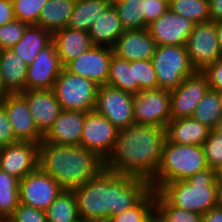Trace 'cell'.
Instances as JSON below:
<instances>
[{"label":"cell","mask_w":222,"mask_h":222,"mask_svg":"<svg viewBox=\"0 0 222 222\" xmlns=\"http://www.w3.org/2000/svg\"><path fill=\"white\" fill-rule=\"evenodd\" d=\"M166 128L152 125H130L119 129L112 154L105 169L151 180L160 166Z\"/></svg>","instance_id":"cell-2"},{"label":"cell","mask_w":222,"mask_h":222,"mask_svg":"<svg viewBox=\"0 0 222 222\" xmlns=\"http://www.w3.org/2000/svg\"><path fill=\"white\" fill-rule=\"evenodd\" d=\"M169 9V3L164 0H145V23L150 25Z\"/></svg>","instance_id":"cell-44"},{"label":"cell","mask_w":222,"mask_h":222,"mask_svg":"<svg viewBox=\"0 0 222 222\" xmlns=\"http://www.w3.org/2000/svg\"><path fill=\"white\" fill-rule=\"evenodd\" d=\"M18 142L4 106L0 103V147Z\"/></svg>","instance_id":"cell-43"},{"label":"cell","mask_w":222,"mask_h":222,"mask_svg":"<svg viewBox=\"0 0 222 222\" xmlns=\"http://www.w3.org/2000/svg\"><path fill=\"white\" fill-rule=\"evenodd\" d=\"M185 46L190 63L196 71H203L222 58L214 21L195 24Z\"/></svg>","instance_id":"cell-8"},{"label":"cell","mask_w":222,"mask_h":222,"mask_svg":"<svg viewBox=\"0 0 222 222\" xmlns=\"http://www.w3.org/2000/svg\"><path fill=\"white\" fill-rule=\"evenodd\" d=\"M169 9L195 24L211 21L209 0H173Z\"/></svg>","instance_id":"cell-34"},{"label":"cell","mask_w":222,"mask_h":222,"mask_svg":"<svg viewBox=\"0 0 222 222\" xmlns=\"http://www.w3.org/2000/svg\"><path fill=\"white\" fill-rule=\"evenodd\" d=\"M94 110L118 129L135 124L133 94L121 89L99 86Z\"/></svg>","instance_id":"cell-9"},{"label":"cell","mask_w":222,"mask_h":222,"mask_svg":"<svg viewBox=\"0 0 222 222\" xmlns=\"http://www.w3.org/2000/svg\"><path fill=\"white\" fill-rule=\"evenodd\" d=\"M125 30L145 29V0H119L113 3Z\"/></svg>","instance_id":"cell-32"},{"label":"cell","mask_w":222,"mask_h":222,"mask_svg":"<svg viewBox=\"0 0 222 222\" xmlns=\"http://www.w3.org/2000/svg\"><path fill=\"white\" fill-rule=\"evenodd\" d=\"M19 203V179L0 169V217H10Z\"/></svg>","instance_id":"cell-33"},{"label":"cell","mask_w":222,"mask_h":222,"mask_svg":"<svg viewBox=\"0 0 222 222\" xmlns=\"http://www.w3.org/2000/svg\"><path fill=\"white\" fill-rule=\"evenodd\" d=\"M10 217L14 222H47L44 210L22 203H19Z\"/></svg>","instance_id":"cell-40"},{"label":"cell","mask_w":222,"mask_h":222,"mask_svg":"<svg viewBox=\"0 0 222 222\" xmlns=\"http://www.w3.org/2000/svg\"><path fill=\"white\" fill-rule=\"evenodd\" d=\"M221 116L220 96L217 91L209 89L196 106L191 117L210 130H214Z\"/></svg>","instance_id":"cell-31"},{"label":"cell","mask_w":222,"mask_h":222,"mask_svg":"<svg viewBox=\"0 0 222 222\" xmlns=\"http://www.w3.org/2000/svg\"><path fill=\"white\" fill-rule=\"evenodd\" d=\"M20 94L28 103L38 131L45 136L62 111L54 90H25Z\"/></svg>","instance_id":"cell-19"},{"label":"cell","mask_w":222,"mask_h":222,"mask_svg":"<svg viewBox=\"0 0 222 222\" xmlns=\"http://www.w3.org/2000/svg\"><path fill=\"white\" fill-rule=\"evenodd\" d=\"M217 174L212 168L187 180L163 184L156 191V207H178L201 215L217 207Z\"/></svg>","instance_id":"cell-4"},{"label":"cell","mask_w":222,"mask_h":222,"mask_svg":"<svg viewBox=\"0 0 222 222\" xmlns=\"http://www.w3.org/2000/svg\"><path fill=\"white\" fill-rule=\"evenodd\" d=\"M0 70L5 88L10 93L25 91L28 66L12 49L0 50Z\"/></svg>","instance_id":"cell-25"},{"label":"cell","mask_w":222,"mask_h":222,"mask_svg":"<svg viewBox=\"0 0 222 222\" xmlns=\"http://www.w3.org/2000/svg\"><path fill=\"white\" fill-rule=\"evenodd\" d=\"M156 208V191L151 190L136 206L121 214L111 216L109 222H148Z\"/></svg>","instance_id":"cell-35"},{"label":"cell","mask_w":222,"mask_h":222,"mask_svg":"<svg viewBox=\"0 0 222 222\" xmlns=\"http://www.w3.org/2000/svg\"><path fill=\"white\" fill-rule=\"evenodd\" d=\"M118 130L107 118L95 110L87 111L80 146L95 152L106 161L114 150Z\"/></svg>","instance_id":"cell-11"},{"label":"cell","mask_w":222,"mask_h":222,"mask_svg":"<svg viewBox=\"0 0 222 222\" xmlns=\"http://www.w3.org/2000/svg\"><path fill=\"white\" fill-rule=\"evenodd\" d=\"M195 23L168 9L160 18L148 25V31L157 46H185Z\"/></svg>","instance_id":"cell-17"},{"label":"cell","mask_w":222,"mask_h":222,"mask_svg":"<svg viewBox=\"0 0 222 222\" xmlns=\"http://www.w3.org/2000/svg\"><path fill=\"white\" fill-rule=\"evenodd\" d=\"M53 41V34L37 25H28L22 39L11 49L22 58L27 66L31 65L38 53Z\"/></svg>","instance_id":"cell-26"},{"label":"cell","mask_w":222,"mask_h":222,"mask_svg":"<svg viewBox=\"0 0 222 222\" xmlns=\"http://www.w3.org/2000/svg\"><path fill=\"white\" fill-rule=\"evenodd\" d=\"M107 85L129 93H137V80L134 74V61L130 62L112 56Z\"/></svg>","instance_id":"cell-30"},{"label":"cell","mask_w":222,"mask_h":222,"mask_svg":"<svg viewBox=\"0 0 222 222\" xmlns=\"http://www.w3.org/2000/svg\"><path fill=\"white\" fill-rule=\"evenodd\" d=\"M219 96H220V101H221V107H222V91L218 92Z\"/></svg>","instance_id":"cell-56"},{"label":"cell","mask_w":222,"mask_h":222,"mask_svg":"<svg viewBox=\"0 0 222 222\" xmlns=\"http://www.w3.org/2000/svg\"><path fill=\"white\" fill-rule=\"evenodd\" d=\"M38 168L52 176L63 190H74L105 168V161L84 147L39 143Z\"/></svg>","instance_id":"cell-3"},{"label":"cell","mask_w":222,"mask_h":222,"mask_svg":"<svg viewBox=\"0 0 222 222\" xmlns=\"http://www.w3.org/2000/svg\"><path fill=\"white\" fill-rule=\"evenodd\" d=\"M53 42L63 67L94 46L88 32L69 27L54 32Z\"/></svg>","instance_id":"cell-22"},{"label":"cell","mask_w":222,"mask_h":222,"mask_svg":"<svg viewBox=\"0 0 222 222\" xmlns=\"http://www.w3.org/2000/svg\"><path fill=\"white\" fill-rule=\"evenodd\" d=\"M45 213L47 222H81L73 190H63Z\"/></svg>","instance_id":"cell-29"},{"label":"cell","mask_w":222,"mask_h":222,"mask_svg":"<svg viewBox=\"0 0 222 222\" xmlns=\"http://www.w3.org/2000/svg\"><path fill=\"white\" fill-rule=\"evenodd\" d=\"M134 74L137 80V92L158 89L157 74L151 60L134 61Z\"/></svg>","instance_id":"cell-36"},{"label":"cell","mask_w":222,"mask_h":222,"mask_svg":"<svg viewBox=\"0 0 222 222\" xmlns=\"http://www.w3.org/2000/svg\"><path fill=\"white\" fill-rule=\"evenodd\" d=\"M164 1H166V2L170 3V2H171V1H173V0H164Z\"/></svg>","instance_id":"cell-59"},{"label":"cell","mask_w":222,"mask_h":222,"mask_svg":"<svg viewBox=\"0 0 222 222\" xmlns=\"http://www.w3.org/2000/svg\"><path fill=\"white\" fill-rule=\"evenodd\" d=\"M54 42L42 49L28 66L25 90L53 89L55 81L63 70Z\"/></svg>","instance_id":"cell-16"},{"label":"cell","mask_w":222,"mask_h":222,"mask_svg":"<svg viewBox=\"0 0 222 222\" xmlns=\"http://www.w3.org/2000/svg\"><path fill=\"white\" fill-rule=\"evenodd\" d=\"M27 26L28 24L16 19L0 26V50L11 49L19 42Z\"/></svg>","instance_id":"cell-39"},{"label":"cell","mask_w":222,"mask_h":222,"mask_svg":"<svg viewBox=\"0 0 222 222\" xmlns=\"http://www.w3.org/2000/svg\"><path fill=\"white\" fill-rule=\"evenodd\" d=\"M0 222H14L11 217H0Z\"/></svg>","instance_id":"cell-53"},{"label":"cell","mask_w":222,"mask_h":222,"mask_svg":"<svg viewBox=\"0 0 222 222\" xmlns=\"http://www.w3.org/2000/svg\"><path fill=\"white\" fill-rule=\"evenodd\" d=\"M158 88L172 91L196 70L190 63L186 46H157L152 56Z\"/></svg>","instance_id":"cell-6"},{"label":"cell","mask_w":222,"mask_h":222,"mask_svg":"<svg viewBox=\"0 0 222 222\" xmlns=\"http://www.w3.org/2000/svg\"><path fill=\"white\" fill-rule=\"evenodd\" d=\"M134 120L137 125L166 128L171 120V92L163 89L144 90L133 94Z\"/></svg>","instance_id":"cell-10"},{"label":"cell","mask_w":222,"mask_h":222,"mask_svg":"<svg viewBox=\"0 0 222 222\" xmlns=\"http://www.w3.org/2000/svg\"><path fill=\"white\" fill-rule=\"evenodd\" d=\"M206 75L195 71L171 92V119L191 117L196 106L209 90Z\"/></svg>","instance_id":"cell-13"},{"label":"cell","mask_w":222,"mask_h":222,"mask_svg":"<svg viewBox=\"0 0 222 222\" xmlns=\"http://www.w3.org/2000/svg\"><path fill=\"white\" fill-rule=\"evenodd\" d=\"M14 20V4L10 0H0V26Z\"/></svg>","instance_id":"cell-45"},{"label":"cell","mask_w":222,"mask_h":222,"mask_svg":"<svg viewBox=\"0 0 222 222\" xmlns=\"http://www.w3.org/2000/svg\"><path fill=\"white\" fill-rule=\"evenodd\" d=\"M157 44L148 29L125 30L115 42L113 55L127 61L152 60Z\"/></svg>","instance_id":"cell-20"},{"label":"cell","mask_w":222,"mask_h":222,"mask_svg":"<svg viewBox=\"0 0 222 222\" xmlns=\"http://www.w3.org/2000/svg\"><path fill=\"white\" fill-rule=\"evenodd\" d=\"M208 168L202 145L176 144L166 139L160 166L150 185L157 191L165 183L187 180Z\"/></svg>","instance_id":"cell-5"},{"label":"cell","mask_w":222,"mask_h":222,"mask_svg":"<svg viewBox=\"0 0 222 222\" xmlns=\"http://www.w3.org/2000/svg\"><path fill=\"white\" fill-rule=\"evenodd\" d=\"M148 222H169V221L157 208H155L154 211L151 213Z\"/></svg>","instance_id":"cell-48"},{"label":"cell","mask_w":222,"mask_h":222,"mask_svg":"<svg viewBox=\"0 0 222 222\" xmlns=\"http://www.w3.org/2000/svg\"><path fill=\"white\" fill-rule=\"evenodd\" d=\"M63 191L59 183L39 168L19 180L20 203L46 211Z\"/></svg>","instance_id":"cell-12"},{"label":"cell","mask_w":222,"mask_h":222,"mask_svg":"<svg viewBox=\"0 0 222 222\" xmlns=\"http://www.w3.org/2000/svg\"><path fill=\"white\" fill-rule=\"evenodd\" d=\"M113 49L94 45L88 51L70 61L64 68L95 82L98 86L107 85Z\"/></svg>","instance_id":"cell-14"},{"label":"cell","mask_w":222,"mask_h":222,"mask_svg":"<svg viewBox=\"0 0 222 222\" xmlns=\"http://www.w3.org/2000/svg\"><path fill=\"white\" fill-rule=\"evenodd\" d=\"M202 146L208 167L217 170L222 165V136L210 130Z\"/></svg>","instance_id":"cell-38"},{"label":"cell","mask_w":222,"mask_h":222,"mask_svg":"<svg viewBox=\"0 0 222 222\" xmlns=\"http://www.w3.org/2000/svg\"><path fill=\"white\" fill-rule=\"evenodd\" d=\"M13 4L16 2V1H19V0H10Z\"/></svg>","instance_id":"cell-58"},{"label":"cell","mask_w":222,"mask_h":222,"mask_svg":"<svg viewBox=\"0 0 222 222\" xmlns=\"http://www.w3.org/2000/svg\"><path fill=\"white\" fill-rule=\"evenodd\" d=\"M209 131L192 117L171 119L166 127V139L176 144L203 145Z\"/></svg>","instance_id":"cell-24"},{"label":"cell","mask_w":222,"mask_h":222,"mask_svg":"<svg viewBox=\"0 0 222 222\" xmlns=\"http://www.w3.org/2000/svg\"><path fill=\"white\" fill-rule=\"evenodd\" d=\"M217 39L219 41L220 48L222 49V20L215 22Z\"/></svg>","instance_id":"cell-51"},{"label":"cell","mask_w":222,"mask_h":222,"mask_svg":"<svg viewBox=\"0 0 222 222\" xmlns=\"http://www.w3.org/2000/svg\"><path fill=\"white\" fill-rule=\"evenodd\" d=\"M85 114V111L62 110L41 142L69 146L80 145Z\"/></svg>","instance_id":"cell-21"},{"label":"cell","mask_w":222,"mask_h":222,"mask_svg":"<svg viewBox=\"0 0 222 222\" xmlns=\"http://www.w3.org/2000/svg\"><path fill=\"white\" fill-rule=\"evenodd\" d=\"M109 1L113 4L114 2H117L119 0H109Z\"/></svg>","instance_id":"cell-57"},{"label":"cell","mask_w":222,"mask_h":222,"mask_svg":"<svg viewBox=\"0 0 222 222\" xmlns=\"http://www.w3.org/2000/svg\"><path fill=\"white\" fill-rule=\"evenodd\" d=\"M48 0H19L14 3L15 19L28 25H36L40 12Z\"/></svg>","instance_id":"cell-37"},{"label":"cell","mask_w":222,"mask_h":222,"mask_svg":"<svg viewBox=\"0 0 222 222\" xmlns=\"http://www.w3.org/2000/svg\"><path fill=\"white\" fill-rule=\"evenodd\" d=\"M210 20H222V0H209Z\"/></svg>","instance_id":"cell-46"},{"label":"cell","mask_w":222,"mask_h":222,"mask_svg":"<svg viewBox=\"0 0 222 222\" xmlns=\"http://www.w3.org/2000/svg\"><path fill=\"white\" fill-rule=\"evenodd\" d=\"M218 134H220L222 136V116L219 119L215 129H214Z\"/></svg>","instance_id":"cell-52"},{"label":"cell","mask_w":222,"mask_h":222,"mask_svg":"<svg viewBox=\"0 0 222 222\" xmlns=\"http://www.w3.org/2000/svg\"><path fill=\"white\" fill-rule=\"evenodd\" d=\"M1 104L18 141L40 143L43 135L38 131L26 99L20 93H10Z\"/></svg>","instance_id":"cell-18"},{"label":"cell","mask_w":222,"mask_h":222,"mask_svg":"<svg viewBox=\"0 0 222 222\" xmlns=\"http://www.w3.org/2000/svg\"><path fill=\"white\" fill-rule=\"evenodd\" d=\"M202 72L207 77L210 90L222 91V58L207 66Z\"/></svg>","instance_id":"cell-42"},{"label":"cell","mask_w":222,"mask_h":222,"mask_svg":"<svg viewBox=\"0 0 222 222\" xmlns=\"http://www.w3.org/2000/svg\"><path fill=\"white\" fill-rule=\"evenodd\" d=\"M202 222H222V208L210 209L202 215Z\"/></svg>","instance_id":"cell-47"},{"label":"cell","mask_w":222,"mask_h":222,"mask_svg":"<svg viewBox=\"0 0 222 222\" xmlns=\"http://www.w3.org/2000/svg\"><path fill=\"white\" fill-rule=\"evenodd\" d=\"M76 0H48L43 6L37 26L52 34L67 27Z\"/></svg>","instance_id":"cell-27"},{"label":"cell","mask_w":222,"mask_h":222,"mask_svg":"<svg viewBox=\"0 0 222 222\" xmlns=\"http://www.w3.org/2000/svg\"><path fill=\"white\" fill-rule=\"evenodd\" d=\"M152 190L150 181L103 169L74 189L83 220H109L136 206Z\"/></svg>","instance_id":"cell-1"},{"label":"cell","mask_w":222,"mask_h":222,"mask_svg":"<svg viewBox=\"0 0 222 222\" xmlns=\"http://www.w3.org/2000/svg\"><path fill=\"white\" fill-rule=\"evenodd\" d=\"M169 222H202V215L178 207H156Z\"/></svg>","instance_id":"cell-41"},{"label":"cell","mask_w":222,"mask_h":222,"mask_svg":"<svg viewBox=\"0 0 222 222\" xmlns=\"http://www.w3.org/2000/svg\"><path fill=\"white\" fill-rule=\"evenodd\" d=\"M81 222H109V220H83Z\"/></svg>","instance_id":"cell-55"},{"label":"cell","mask_w":222,"mask_h":222,"mask_svg":"<svg viewBox=\"0 0 222 222\" xmlns=\"http://www.w3.org/2000/svg\"><path fill=\"white\" fill-rule=\"evenodd\" d=\"M110 4L109 0H76L67 27L88 32Z\"/></svg>","instance_id":"cell-28"},{"label":"cell","mask_w":222,"mask_h":222,"mask_svg":"<svg viewBox=\"0 0 222 222\" xmlns=\"http://www.w3.org/2000/svg\"><path fill=\"white\" fill-rule=\"evenodd\" d=\"M39 143L18 141L0 147V169L19 180L38 169Z\"/></svg>","instance_id":"cell-15"},{"label":"cell","mask_w":222,"mask_h":222,"mask_svg":"<svg viewBox=\"0 0 222 222\" xmlns=\"http://www.w3.org/2000/svg\"><path fill=\"white\" fill-rule=\"evenodd\" d=\"M217 178H222V165H220L216 170Z\"/></svg>","instance_id":"cell-54"},{"label":"cell","mask_w":222,"mask_h":222,"mask_svg":"<svg viewBox=\"0 0 222 222\" xmlns=\"http://www.w3.org/2000/svg\"><path fill=\"white\" fill-rule=\"evenodd\" d=\"M98 88L95 82L63 68L53 90L62 110L87 112L95 108Z\"/></svg>","instance_id":"cell-7"},{"label":"cell","mask_w":222,"mask_h":222,"mask_svg":"<svg viewBox=\"0 0 222 222\" xmlns=\"http://www.w3.org/2000/svg\"><path fill=\"white\" fill-rule=\"evenodd\" d=\"M124 31L117 9L111 3L94 21L88 34L93 45L112 48Z\"/></svg>","instance_id":"cell-23"},{"label":"cell","mask_w":222,"mask_h":222,"mask_svg":"<svg viewBox=\"0 0 222 222\" xmlns=\"http://www.w3.org/2000/svg\"><path fill=\"white\" fill-rule=\"evenodd\" d=\"M217 185V207L222 208V178L216 179Z\"/></svg>","instance_id":"cell-49"},{"label":"cell","mask_w":222,"mask_h":222,"mask_svg":"<svg viewBox=\"0 0 222 222\" xmlns=\"http://www.w3.org/2000/svg\"><path fill=\"white\" fill-rule=\"evenodd\" d=\"M10 94V92L5 88L3 83L2 74L0 70V103Z\"/></svg>","instance_id":"cell-50"}]
</instances>
